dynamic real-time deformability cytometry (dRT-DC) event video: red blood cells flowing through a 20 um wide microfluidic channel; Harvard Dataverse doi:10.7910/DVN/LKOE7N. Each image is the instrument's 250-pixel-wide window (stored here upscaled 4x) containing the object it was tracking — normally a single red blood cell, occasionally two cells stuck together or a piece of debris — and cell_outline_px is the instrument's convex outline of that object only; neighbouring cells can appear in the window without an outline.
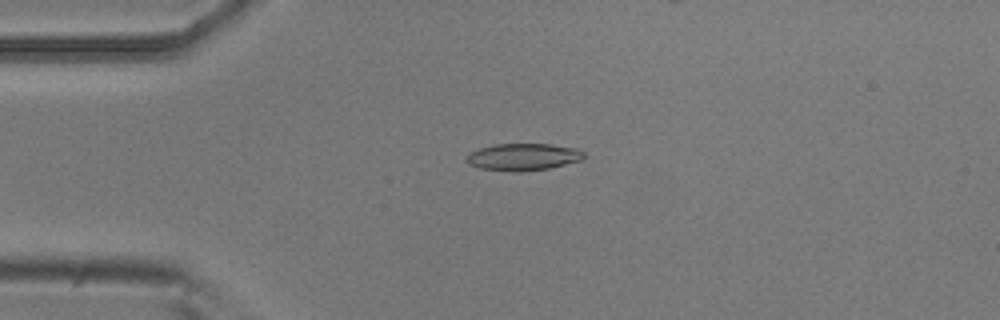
{"species": "common noctule bat (a hibernating species)", "species_latin": "Nyctalus noctula", "temperature_condition": "room temperature", "stored_images_in_passage": 40, "camera_frame_rate_fps": 3000, "um_per_image_px": 0.085, "animal": {"sex": "male", "body_mass_g": 20.5, "forearm_length_mm": 52.5}, "frame": {"image": 1, "passage_image": 3, "time_ms": 0.667, "image_size_px": [1000, 320], "cell_outline_px": [[584, 156], [580, 160], [548, 168], [520, 172], [512, 172], [480, 168], [468, 164], [464, 160], [468, 152], [480, 148], [496, 144], [552, 144], [576, 148], [584, 152]], "centroid_in_image_um": [44.41, 13.34], "position_along_channel_um": 40.6, "area_um2": 18.55}}
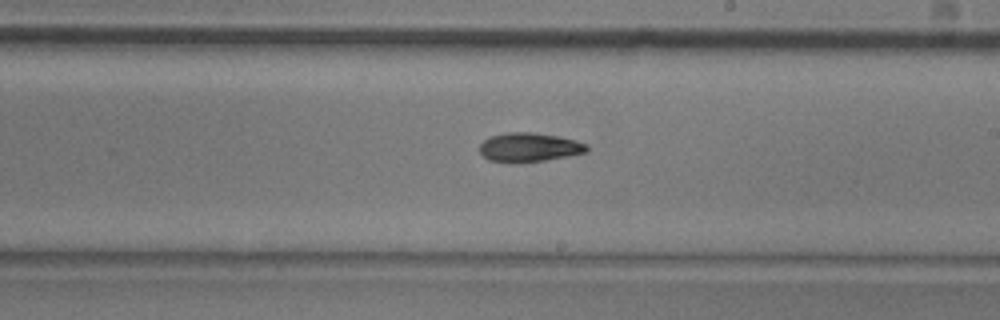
{"frame": {"image": 2, "passage_image": 21, "time_ms": 6.667, "image_size_px": [1000, 320], "cell_outline_px": [[588, 152], [544, 160], [520, 164], [512, 164], [488, 160], [480, 152], [480, 144], [484, 140], [492, 136], [504, 132], [532, 132], [556, 136], [576, 140], [588, 144]], "centroid_in_image_um": [44.96, 12.54], "position_along_channel_um": 244.0, "area_um2": 18.38}}
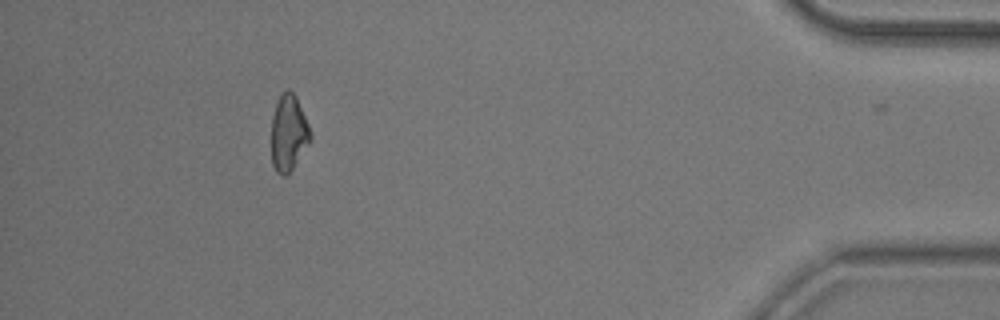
{"frame": {"image": 3, "passage_image": 39, "time_ms": 12.667, "image_size_px": [1000, 320], "cell_outline_px": [[312, 140], [292, 168], [284, 176], [280, 176], [276, 172], [272, 164], [272, 116], [280, 92], [288, 88], [296, 96], [308, 124], [312, 136]], "centroid_in_image_um": [24.53, 11.28], "position_along_channel_um": 410.7, "area_um2": 17.34}, "authors_computed_cell_mechanics": {"area_um2": 18.0047, "velocity_mm_per_s": 3.762, "shape_relaxation_time_tau1_ms": 3.3072, "shape_relaxation_time_tau2_ms": 10.4392, "deformation_change_tau1": 0.1074, "deformation_change_tau2": 0.1805}}